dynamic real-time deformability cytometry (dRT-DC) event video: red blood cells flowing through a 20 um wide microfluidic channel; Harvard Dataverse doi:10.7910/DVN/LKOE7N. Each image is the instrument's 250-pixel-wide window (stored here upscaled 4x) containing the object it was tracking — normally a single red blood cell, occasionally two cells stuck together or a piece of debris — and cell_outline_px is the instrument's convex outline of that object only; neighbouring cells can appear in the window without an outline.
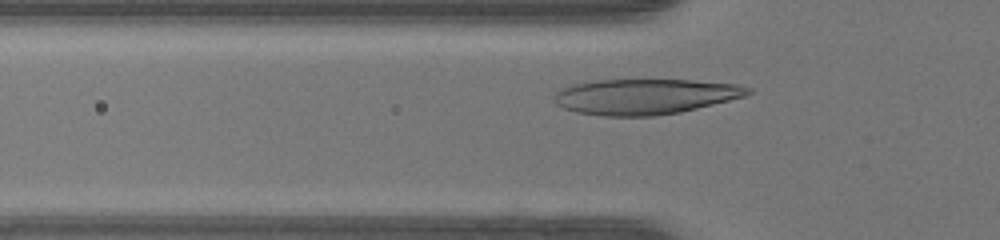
{"species": "human", "species_latin": "Homo sapiens", "temperature_condition": "warm", "stored_images_in_passage": 31, "camera_frame_rate_fps": 3000, "um_per_image_px": 0.085, "donor": {"sex": "female"}, "frame": {"image": 1, "passage_image": 7, "time_ms": 2.0, "image_size_px": [1000, 240], "cell_outline_px": [[752, 92], [744, 96], [680, 112], [656, 116], [600, 116], [576, 112], [564, 108], [556, 104], [552, 100], [552, 96], [560, 88], [572, 84], [596, 80], [692, 80], [740, 84], [752, 88]], "centroid_in_image_um": [54.78, 8.2], "position_along_channel_um": 71.0, "area_um2": 40.23}}
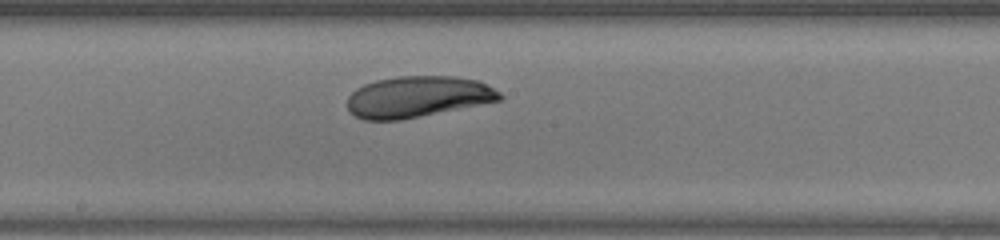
{"frame": {"image": 2, "passage_image": 17, "time_ms": 5.333, "image_size_px": [1000, 240], "cell_outline_px": [[504, 96], [500, 100], [400, 120], [364, 120], [348, 112], [348, 96], [356, 88], [364, 84], [376, 80], [400, 76], [452, 76], [480, 80], [500, 92]], "centroid_in_image_um": [35.49, 8.22], "position_along_channel_um": 212.7, "area_um2": 36.53}}
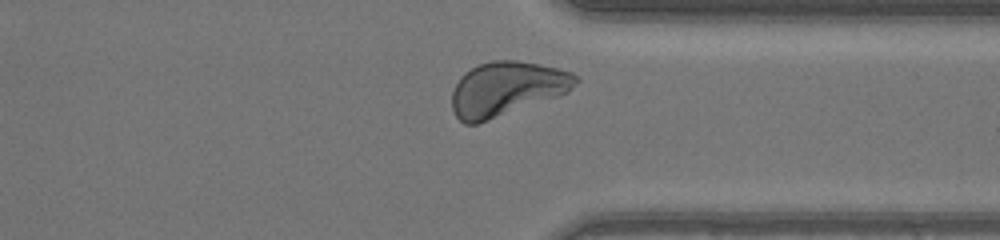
{"frame": {"image": 3, "passage_image": 28, "time_ms": 9.0, "image_size_px": [1000, 240], "cell_outline_px": [[580, 80], [568, 92], [476, 124], [464, 124], [456, 116], [452, 108], [452, 92], [460, 76], [464, 72], [476, 64], [492, 60], [520, 60], [540, 64], [572, 72], [580, 76]], "centroid_in_image_um": [43.05, 7.51], "position_along_channel_um": 368.3, "area_um2": 39.02}, "authors_computed_cell_mechanics": {"area_um2": 37.0498, "velocity_mm_per_s": 4.2601, "shape_relaxation_time_tau1_ms": 2.3547, "shape_relaxation_time_tau2_ms": null, "deformation_change_tau1": 0.1163, "deformation_change_tau2": null}}